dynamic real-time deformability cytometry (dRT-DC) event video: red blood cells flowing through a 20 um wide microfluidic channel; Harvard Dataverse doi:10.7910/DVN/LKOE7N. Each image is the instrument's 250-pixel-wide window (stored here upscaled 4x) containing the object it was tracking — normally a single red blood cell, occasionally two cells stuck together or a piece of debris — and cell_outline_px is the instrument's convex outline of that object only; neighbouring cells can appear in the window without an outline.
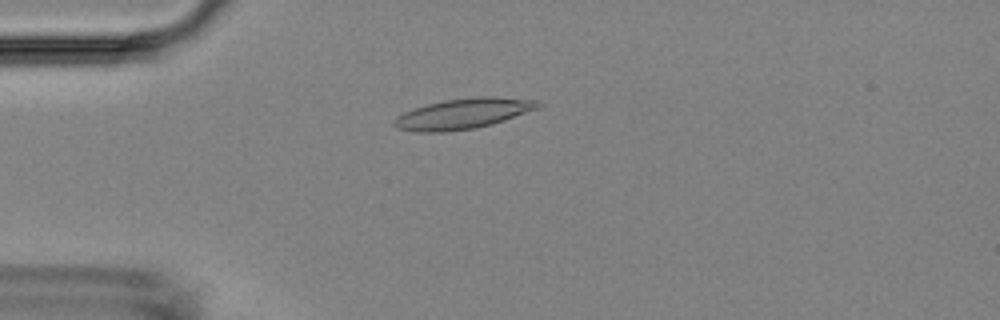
{"species": "Egyptian fruit bat (a non-hibernating species)", "species_latin": "Rousettus aegyptiacus", "temperature_condition": "room temperature", "stored_images_in_passage": 46, "camera_frame_rate_fps": 3000, "um_per_image_px": 0.085, "animal": {"sex": "female"}, "frame": {"image": 1, "passage_image": 5, "time_ms": 1.333, "image_size_px": [1000, 320], "cell_outline_px": [[544, 104], [540, 108], [492, 124], [476, 128], [444, 132], [416, 132], [396, 128], [392, 124], [392, 120], [396, 116], [404, 112], [428, 104], [444, 100], [476, 96], [496, 96], [536, 100]], "centroid_in_image_um": [39.38, 9.66], "position_along_channel_um": 45.6, "area_um2": 25.78}}
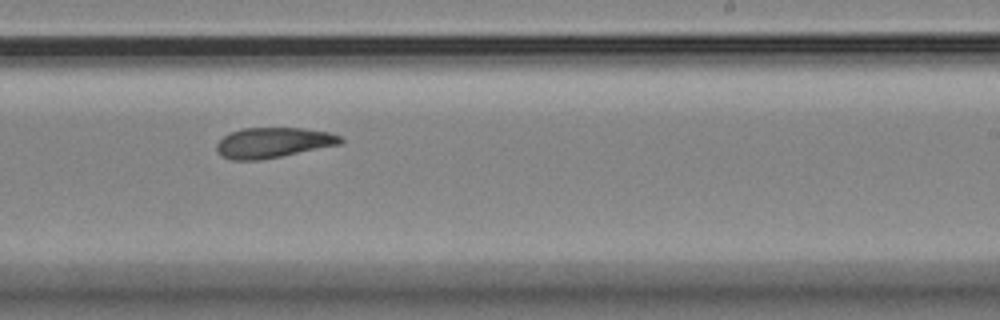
{"frame": {"image": 2, "passage_image": 25, "time_ms": 8.0, "image_size_px": [1000, 320], "cell_outline_px": [[344, 140], [340, 144], [260, 160], [232, 160], [220, 156], [216, 148], [216, 144], [228, 132], [244, 128], [304, 128], [328, 132], [340, 136]], "centroid_in_image_um": [23.17, 12.12], "position_along_channel_um": 265.8, "area_um2": 21.79}}
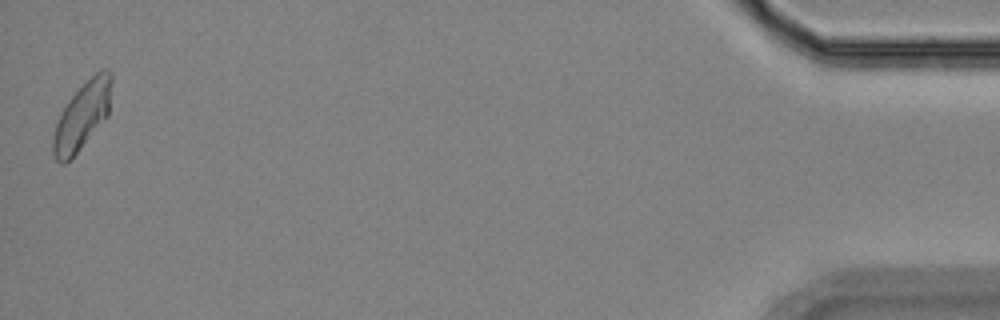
{"frame": {"image": 3, "passage_image": 46, "time_ms": 15.0, "image_size_px": [1000, 320], "cell_outline_px": [[112, 80], [108, 116], [80, 148], [64, 164], [60, 164], [56, 160], [52, 152], [52, 140], [56, 124], [60, 112], [64, 104], [100, 68], [108, 68], [112, 72]], "centroid_in_image_um": [6.99, 9.82], "position_along_channel_um": 428.2, "area_um2": 22.83}, "authors_computed_cell_mechanics": {"area_um2": 22.4553, "velocity_mm_per_s": 3.5688, "shape_relaxation_time_tau1_ms": null, "shape_relaxation_time_tau2_ms": 5.9579, "deformation_change_tau1": null, "deformation_change_tau2": 0.1358}}